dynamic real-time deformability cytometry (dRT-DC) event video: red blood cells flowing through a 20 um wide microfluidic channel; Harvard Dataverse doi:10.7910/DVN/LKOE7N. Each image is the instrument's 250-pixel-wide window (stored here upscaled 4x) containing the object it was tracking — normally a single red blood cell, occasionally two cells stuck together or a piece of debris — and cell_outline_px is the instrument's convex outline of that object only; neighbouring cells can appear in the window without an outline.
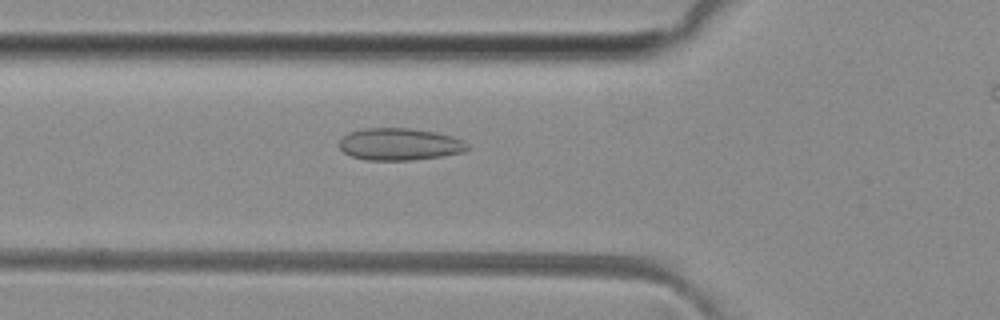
{"species": "common noctule bat (a hibernating species)", "species_latin": "Nyctalus noctula", "temperature_condition": "room temperature", "stored_images_in_passage": 42, "camera_frame_rate_fps": 3000, "um_per_image_px": 0.085, "animal": {"sex": "female", "body_mass_g": 29.2, "forearm_length_mm": 56.3}, "frame": {"image": 1, "passage_image": 15, "time_ms": 4.667, "image_size_px": [1000, 320], "cell_outline_px": [[468, 148], [464, 152], [440, 156], [412, 160], [368, 160], [352, 156], [344, 152], [340, 148], [340, 140], [348, 132], [364, 128], [408, 128], [436, 132], [452, 136], [464, 140], [468, 144]], "centroid_in_image_um": [33.98, 12.25], "position_along_channel_um": 91.8, "area_um2": 23.93}}
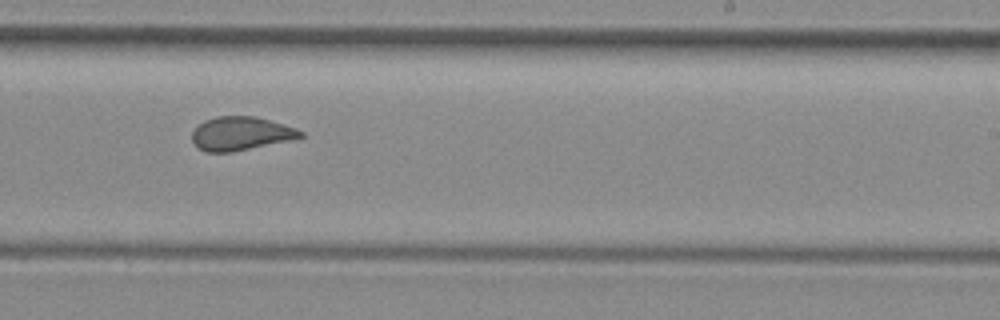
{"frame": {"image": 2, "passage_image": 28, "time_ms": 9.0, "image_size_px": [1000, 320], "cell_outline_px": [[304, 136], [300, 140], [232, 152], [208, 152], [192, 144], [192, 132], [204, 120], [216, 116], [256, 116], [296, 128], [304, 132]], "centroid_in_image_um": [20.55, 11.37], "position_along_channel_um": 268.5, "area_um2": 21.73}}
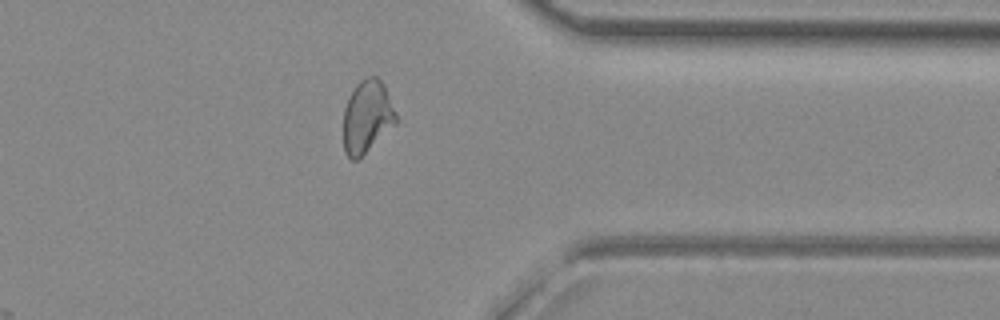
{"frame": {"image": 3, "passage_image": 37, "time_ms": 12.0, "image_size_px": [1000, 320], "cell_outline_px": [[396, 124], [356, 160], [352, 160], [344, 152], [344, 108], [348, 96], [356, 84], [364, 76], [376, 76], [384, 84], [396, 112]], "centroid_in_image_um": [31.19, 9.87], "position_along_channel_um": 380.2, "area_um2": 22.2}, "authors_computed_cell_mechanics": {"area_um2": 22.253, "velocity_mm_per_s": 4.0699, "shape_relaxation_time_tau1_ms": null, "shape_relaxation_time_tau2_ms": 1.2927, "deformation_change_tau1": null, "deformation_change_tau2": 0.0649}}